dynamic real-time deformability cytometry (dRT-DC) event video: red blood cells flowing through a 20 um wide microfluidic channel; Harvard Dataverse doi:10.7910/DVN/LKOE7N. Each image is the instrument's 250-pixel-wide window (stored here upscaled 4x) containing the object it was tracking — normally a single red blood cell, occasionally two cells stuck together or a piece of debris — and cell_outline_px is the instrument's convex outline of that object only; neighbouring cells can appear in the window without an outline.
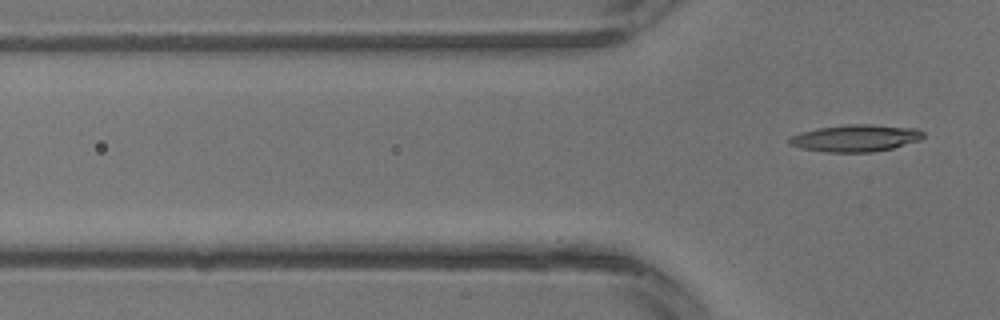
{"species": "common noctule bat (a hibernating species)", "species_latin": "Nyctalus noctula", "temperature_condition": "warm", "stored_images_in_passage": 10, "camera_frame_rate_fps": 3000, "um_per_image_px": 0.085, "animal": {"sex": "male", "body_mass_g": 13.3}, "frame": {"image": 1, "passage_image": 10, "time_ms": 3.0, "image_size_px": [1000, 320], "cell_outline_px": [[924, 136], [920, 140], [892, 148], [872, 152], [824, 152], [800, 148], [788, 144], [788, 140], [792, 136], [800, 132], [816, 128], [848, 124], [872, 124], [916, 128], [924, 132]], "centroid_in_image_um": [72.71, 11.73], "position_along_channel_um": 53.1, "area_um2": 21.21}}